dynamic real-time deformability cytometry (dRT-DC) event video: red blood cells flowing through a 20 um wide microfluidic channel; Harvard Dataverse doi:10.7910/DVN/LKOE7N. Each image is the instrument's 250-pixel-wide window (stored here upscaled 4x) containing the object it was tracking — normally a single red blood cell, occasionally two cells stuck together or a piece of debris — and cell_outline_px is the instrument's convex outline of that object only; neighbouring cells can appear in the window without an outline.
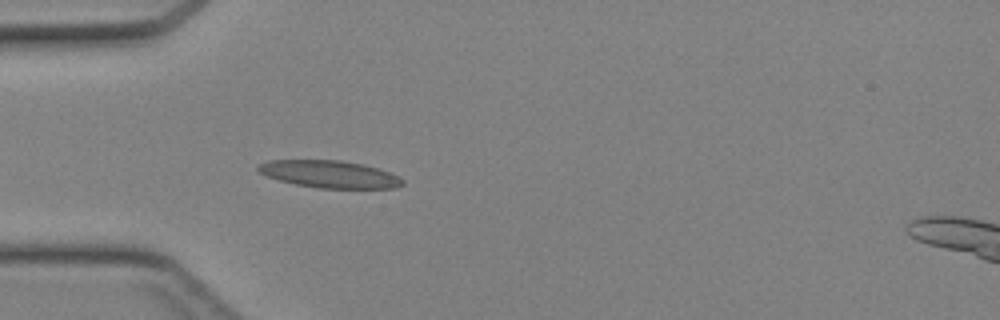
{"species": "Egyptian fruit bat (a non-hibernating species)", "species_latin": "Rousettus aegyptiacus", "temperature_condition": "cold", "stored_images_in_passage": 30, "camera_frame_rate_fps": 3000, "um_per_image_px": 0.085, "animal": {"sex": "female"}, "frame": {"image": 1, "passage_image": 3, "time_ms": 0.667, "image_size_px": [1000, 320], "cell_outline_px": [[404, 184], [396, 188], [316, 188], [296, 184], [280, 180], [268, 176], [260, 172], [256, 168], [260, 164], [268, 160], [340, 160], [364, 164], [388, 172], [404, 180]], "centroid_in_image_um": [28.02, 14.8], "position_along_channel_um": 57.0, "area_um2": 22.77}}
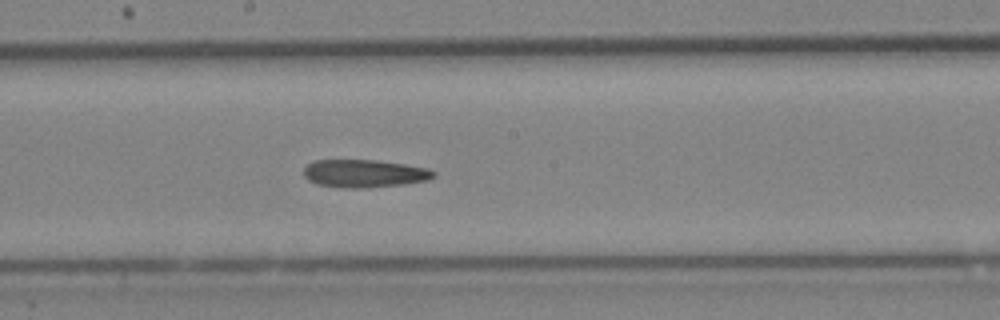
{"frame": {"image": 2, "passage_image": 14, "time_ms": 4.333, "image_size_px": [1000, 320], "cell_outline_px": [[436, 176], [428, 180], [404, 184], [364, 188], [340, 188], [316, 184], [308, 180], [304, 176], [304, 168], [308, 164], [316, 160], [376, 160], [404, 164], [428, 168], [436, 172]], "centroid_in_image_um": [30.97, 14.75], "position_along_channel_um": 217.2, "area_um2": 21.21}}
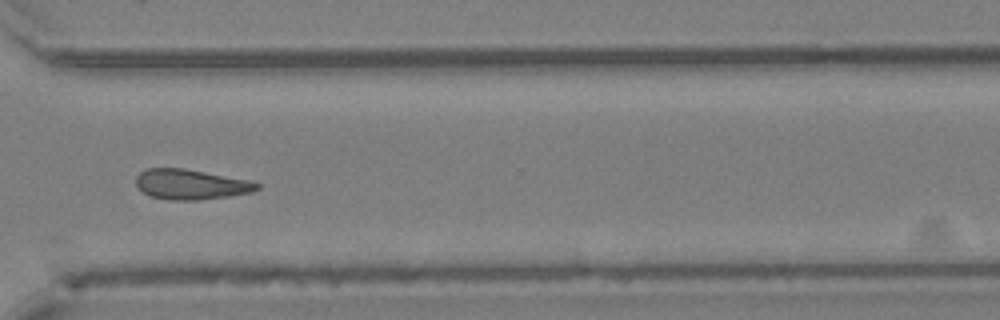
{"frame": {"image": 3, "passage_image": 23, "time_ms": 7.333, "image_size_px": [1000, 320], "cell_outline_px": [[260, 188], [252, 192], [228, 196], [200, 200], [168, 200], [152, 196], [144, 192], [136, 184], [136, 176], [140, 172], [148, 168], [184, 168], [248, 180], [260, 184]], "centroid_in_image_um": [16.22, 15.67], "position_along_channel_um": 354.4, "area_um2": 21.1}}